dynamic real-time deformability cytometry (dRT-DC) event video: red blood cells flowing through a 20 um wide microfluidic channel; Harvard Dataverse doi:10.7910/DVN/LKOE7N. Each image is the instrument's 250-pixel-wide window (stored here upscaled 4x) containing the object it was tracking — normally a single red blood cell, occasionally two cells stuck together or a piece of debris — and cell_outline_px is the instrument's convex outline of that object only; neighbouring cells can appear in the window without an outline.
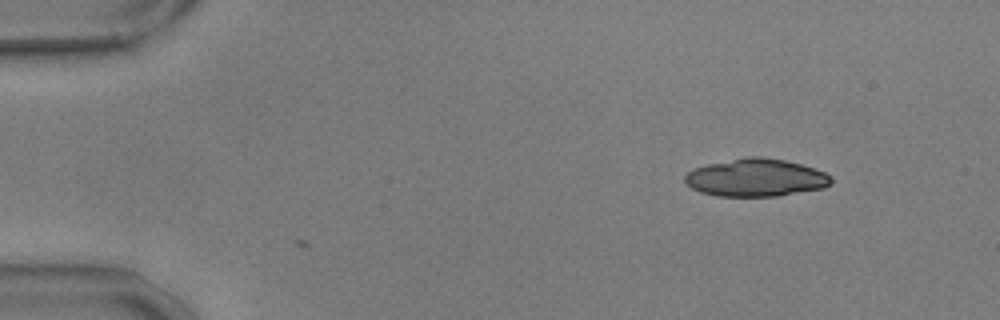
{"species": "common noctule bat (a hibernating species)", "species_latin": "Nyctalus noctula", "temperature_condition": "warm", "stored_images_in_passage": 2, "camera_frame_rate_fps": 3000, "um_per_image_px": 0.085, "animal": {"sex": "male", "body_mass_g": 17.9, "forearm_length_mm": 54.2}, "frame": {"image": 1, "passage_image": 2, "time_ms": 0.333, "image_size_px": [1000, 320], "cell_outline_px": [[832, 184], [824, 188], [780, 196], [716, 196], [700, 192], [692, 188], [684, 180], [684, 176], [692, 168], [708, 164], [748, 156], [760, 156], [784, 160], [800, 164], [824, 172], [832, 176]], "centroid_in_image_um": [64.25, 15.11], "position_along_channel_um": 20.7, "area_um2": 32.25}}